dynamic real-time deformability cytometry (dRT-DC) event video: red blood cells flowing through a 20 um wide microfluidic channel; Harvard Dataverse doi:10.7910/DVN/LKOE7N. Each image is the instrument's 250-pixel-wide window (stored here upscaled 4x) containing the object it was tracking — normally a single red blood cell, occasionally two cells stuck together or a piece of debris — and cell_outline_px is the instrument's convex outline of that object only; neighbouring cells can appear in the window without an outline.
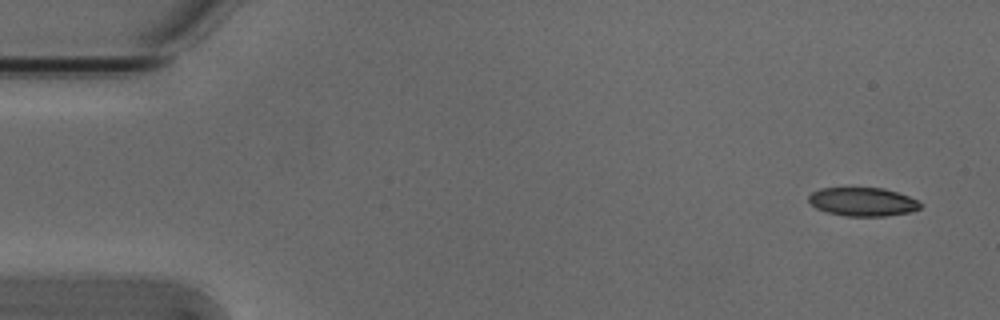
{"species": "Egyptian fruit bat (a non-hibernating species)", "species_latin": "Rousettus aegyptiacus", "temperature_condition": "cold", "stored_images_in_passage": 4, "camera_frame_rate_fps": 3000, "um_per_image_px": 0.085, "animal": {"sex": "male"}, "frame": {"image": 1, "passage_image": 1, "time_ms": 0.0, "image_size_px": [1000, 320], "cell_outline_px": [[924, 204], [920, 208], [912, 212], [884, 216], [844, 216], [828, 212], [816, 208], [808, 200], [808, 196], [812, 192], [820, 188], [884, 188], [908, 196]], "centroid_in_image_um": [73.34, 17.15], "position_along_channel_um": 11.7, "area_um2": 18.61}}
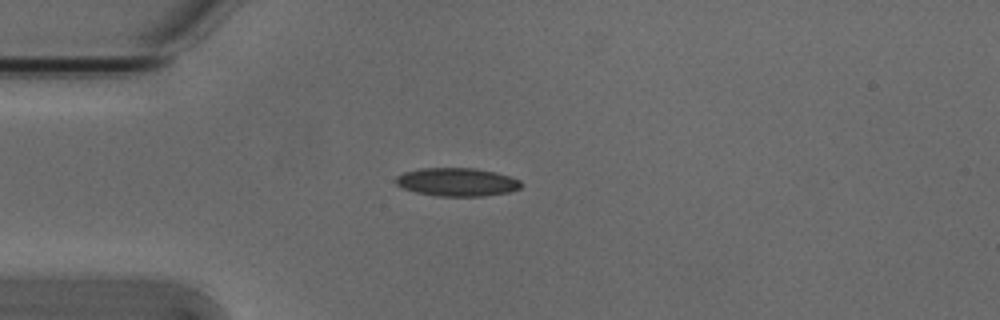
{"frame": {"image": 2, "passage_image": 4, "time_ms": 1.0, "image_size_px": [1000, 320], "cell_outline_px": [[524, 184], [520, 188], [508, 192], [484, 196], [436, 196], [416, 192], [404, 188], [396, 184], [392, 180], [396, 176], [404, 172], [420, 168], [476, 168], [496, 172], [520, 180]], "centroid_in_image_um": [38.83, 15.47], "position_along_channel_um": 46.2, "area_um2": 20.81}}